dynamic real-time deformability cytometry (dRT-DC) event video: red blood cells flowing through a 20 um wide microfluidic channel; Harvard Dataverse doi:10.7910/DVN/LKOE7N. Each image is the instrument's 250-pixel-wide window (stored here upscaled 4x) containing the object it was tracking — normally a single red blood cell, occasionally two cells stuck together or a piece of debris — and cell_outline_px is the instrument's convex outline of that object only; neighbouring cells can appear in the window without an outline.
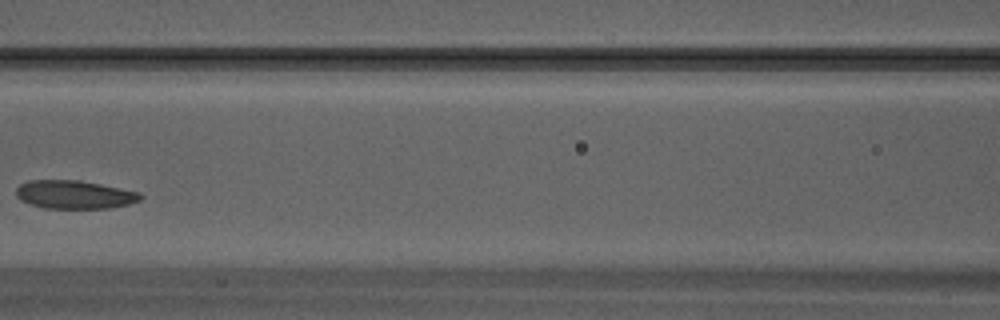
{"species": "Egyptian fruit bat (a non-hibernating species)", "species_latin": "Rousettus aegyptiacus", "temperature_condition": "warm", "stored_images_in_passage": 13, "camera_frame_rate_fps": 3000, "um_per_image_px": 0.085, "animal": {"sex": "male"}, "frame": {"image": 1, "passage_image": 10, "time_ms": 3.0, "image_size_px": [1000, 320], "cell_outline_px": [[144, 196], [140, 200], [128, 204], [108, 208], [44, 208], [20, 200], [16, 196], [16, 188], [20, 184], [28, 180], [80, 180], [140, 192]], "centroid_in_image_um": [6.32, 16.53], "position_along_channel_um": 160.3, "area_um2": 20.52}}